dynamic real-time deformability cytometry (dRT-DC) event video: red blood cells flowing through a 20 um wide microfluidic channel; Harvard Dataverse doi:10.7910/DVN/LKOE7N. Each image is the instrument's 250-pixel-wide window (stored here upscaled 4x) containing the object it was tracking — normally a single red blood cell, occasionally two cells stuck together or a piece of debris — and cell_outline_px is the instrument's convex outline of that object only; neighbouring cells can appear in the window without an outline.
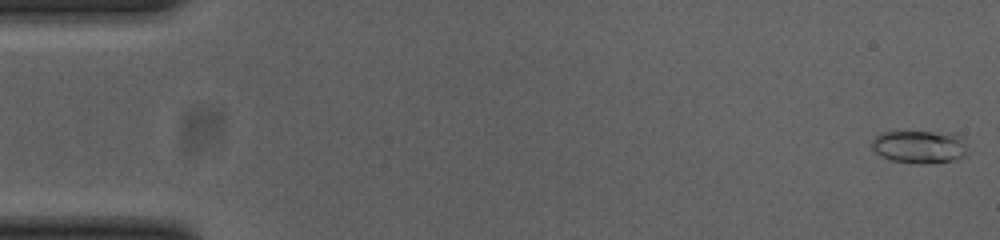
{"species": "common noctule bat (a hibernating species)", "species_latin": "Nyctalus noctula", "temperature_condition": "cold", "stored_images_in_passage": 46, "camera_frame_rate_fps": 3000, "um_per_image_px": 0.085, "animal": {"sex": "female", "body_mass_g": 23.0, "forearm_length_mm": 53.4}, "frame": {"image": 1, "passage_image": 1, "time_ms": 0.0, "image_size_px": [1000, 240], "cell_outline_px": [[964, 156], [952, 160], [928, 164], [920, 164], [892, 160], [880, 156], [872, 148], [872, 140], [880, 132], [952, 132], [960, 136], [964, 144]], "centroid_in_image_um": [78.12, 12.47], "position_along_channel_um": 6.9, "area_um2": 18.21}}
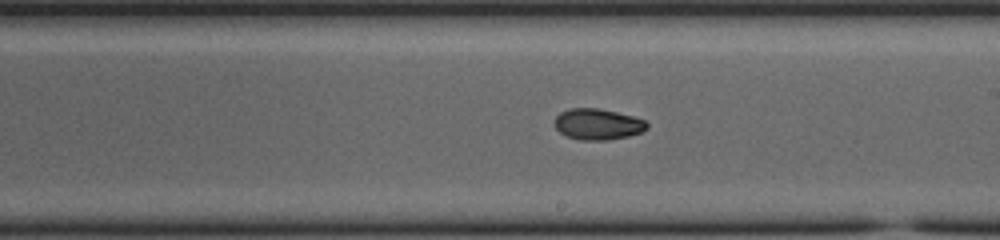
{"frame": {"image": 2, "passage_image": 30, "time_ms": 9.667, "image_size_px": [1000, 240], "cell_outline_px": [[648, 128], [640, 132], [628, 136], [608, 140], [580, 140], [564, 136], [556, 128], [556, 116], [560, 112], [572, 108], [600, 108], [632, 116], [644, 120], [648, 124]], "centroid_in_image_um": [50.8, 10.56], "position_along_channel_um": 238.2, "area_um2": 16.65}}
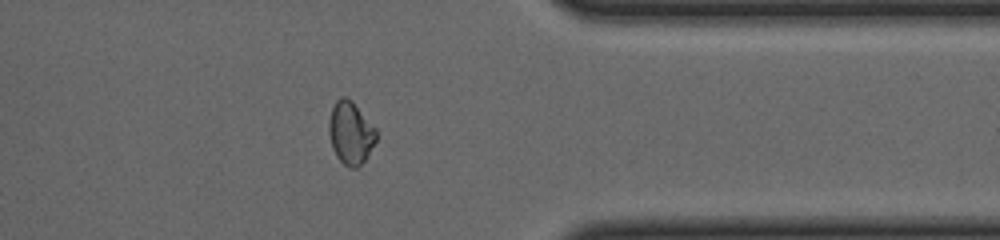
{"frame": {"image": 3, "passage_image": 42, "time_ms": 13.667, "image_size_px": [1000, 240], "cell_outline_px": [[376, 140], [368, 156], [356, 168], [348, 168], [336, 156], [332, 148], [328, 132], [328, 120], [332, 108], [336, 100], [340, 96], [344, 96], [352, 100], [376, 128]], "centroid_in_image_um": [29.79, 11.28], "position_along_channel_um": 381.6, "area_um2": 17.46}, "authors_computed_cell_mechanics": {"area_um2": 16.8487, "velocity_mm_per_s": 3.8737, "shape_relaxation_time_tau1_ms": 3.4095, "shape_relaxation_time_tau2_ms": 3.7802, "deformation_change_tau1": 0.1393, "deformation_change_tau2": 0.0678}}